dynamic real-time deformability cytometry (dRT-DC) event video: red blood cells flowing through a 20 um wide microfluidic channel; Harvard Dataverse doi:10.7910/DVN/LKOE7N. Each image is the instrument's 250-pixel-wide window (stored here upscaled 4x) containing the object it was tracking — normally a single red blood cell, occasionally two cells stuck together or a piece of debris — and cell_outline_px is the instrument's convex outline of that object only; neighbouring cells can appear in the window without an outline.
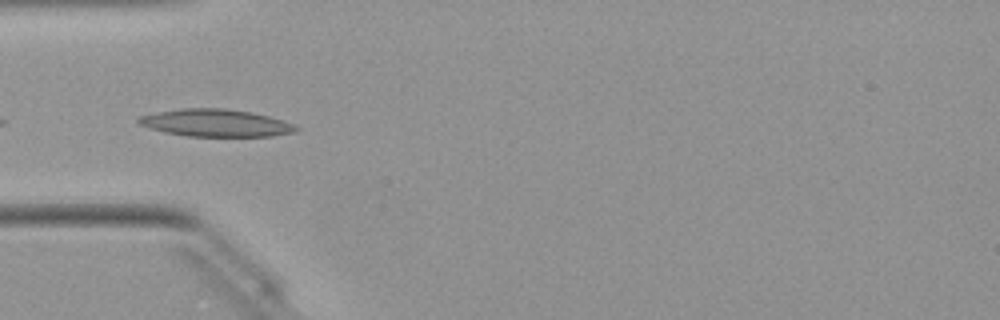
{"species": "Egyptian fruit bat (a non-hibernating species)", "species_latin": "Rousettus aegyptiacus", "temperature_condition": "warm", "stored_images_in_passage": 9, "camera_frame_rate_fps": 3000, "um_per_image_px": 0.085, "animal": {"sex": "female"}, "frame": {"image": 1, "passage_image": 3, "time_ms": 0.667, "image_size_px": [1000, 320], "cell_outline_px": [[300, 128], [296, 132], [272, 136], [188, 136], [164, 132], [140, 124], [136, 120], [140, 116], [180, 108], [224, 108], [252, 112], [284, 120], [296, 124]], "centroid_in_image_um": [18.41, 10.45], "position_along_channel_um": 66.6, "area_um2": 25.09}}
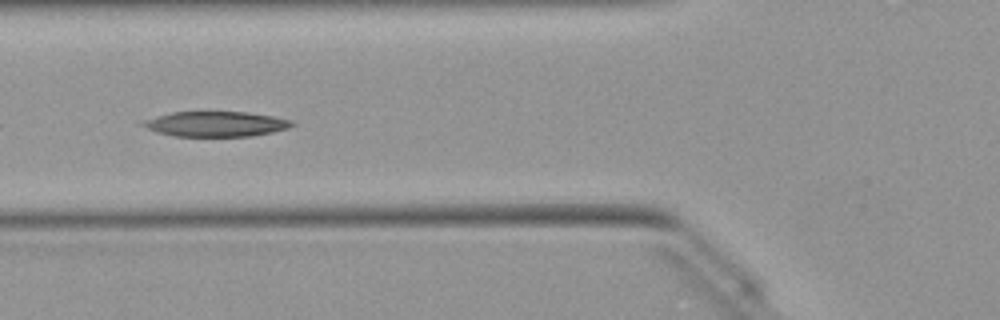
{"frame": {"image": 2, "passage_image": 6, "time_ms": 1.667, "image_size_px": [1000, 320], "cell_outline_px": [[296, 124], [288, 128], [272, 132], [252, 136], [176, 136], [156, 132], [136, 124], [140, 120], [172, 112], [248, 112], [272, 116], [292, 120]], "centroid_in_image_um": [18.28, 10.54], "position_along_channel_um": 107.5, "area_um2": 22.02}}